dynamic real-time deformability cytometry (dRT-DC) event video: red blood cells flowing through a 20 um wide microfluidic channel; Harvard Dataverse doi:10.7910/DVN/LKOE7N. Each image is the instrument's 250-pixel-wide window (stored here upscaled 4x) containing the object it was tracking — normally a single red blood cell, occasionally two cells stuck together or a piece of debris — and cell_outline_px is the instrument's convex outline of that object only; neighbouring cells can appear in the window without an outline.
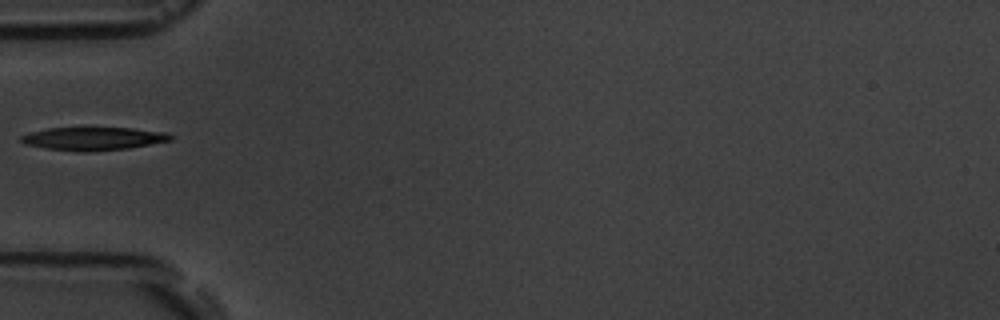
{"species": "common noctule bat (a hibernating species)", "species_latin": "Nyctalus noctula", "temperature_condition": "room temperature", "stored_images_in_passage": 1, "camera_frame_rate_fps": 3000, "um_per_image_px": 0.085, "animal": {"sex": "male", "body_mass_g": 19.5, "forearm_length_mm": 54.6}, "frame": {"image": 1, "passage_image": 1, "time_ms": 0.0, "image_size_px": [1000, 320], "cell_outline_px": [[172, 140], [128, 148], [84, 152], [80, 152], [48, 148], [24, 144], [20, 140], [20, 136], [32, 132], [48, 128], [132, 128], [168, 132], [172, 136]], "centroid_in_image_um": [7.95, 11.78], "position_along_channel_um": 77.0, "area_um2": 19.94}}